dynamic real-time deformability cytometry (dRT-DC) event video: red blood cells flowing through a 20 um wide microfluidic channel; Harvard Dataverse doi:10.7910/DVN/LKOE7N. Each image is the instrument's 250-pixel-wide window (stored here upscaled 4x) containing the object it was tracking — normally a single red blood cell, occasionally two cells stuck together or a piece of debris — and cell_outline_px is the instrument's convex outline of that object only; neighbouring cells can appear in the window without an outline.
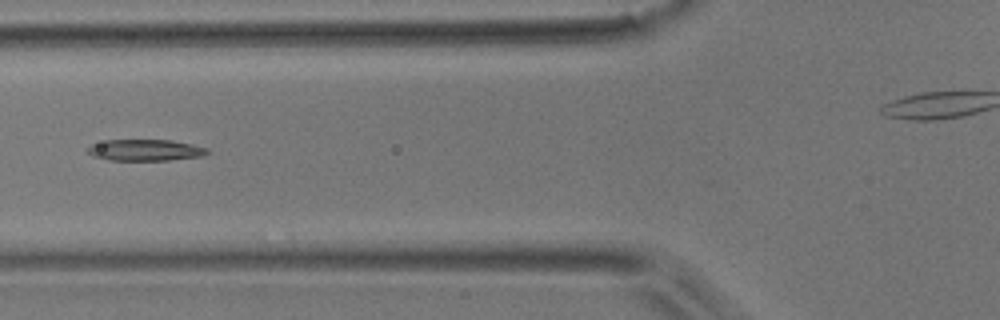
{"species": "common noctule bat (a hibernating species)", "species_latin": "Nyctalus noctula", "temperature_condition": "room temperature", "stored_images_in_passage": 35, "camera_frame_rate_fps": 3000, "um_per_image_px": 0.085, "animal": {"sex": "male", "body_mass_g": 17.9}, "frame": {"image": 1, "passage_image": 20, "time_ms": 6.333, "image_size_px": [1000, 320], "cell_outline_px": [[208, 152], [200, 156], [168, 160], [108, 160], [92, 156], [88, 152], [88, 148], [92, 144], [108, 140], [172, 140], [192, 144], [208, 148]], "centroid_in_image_um": [12.33, 12.76], "position_along_channel_um": 113.5, "area_um2": 14.74}}